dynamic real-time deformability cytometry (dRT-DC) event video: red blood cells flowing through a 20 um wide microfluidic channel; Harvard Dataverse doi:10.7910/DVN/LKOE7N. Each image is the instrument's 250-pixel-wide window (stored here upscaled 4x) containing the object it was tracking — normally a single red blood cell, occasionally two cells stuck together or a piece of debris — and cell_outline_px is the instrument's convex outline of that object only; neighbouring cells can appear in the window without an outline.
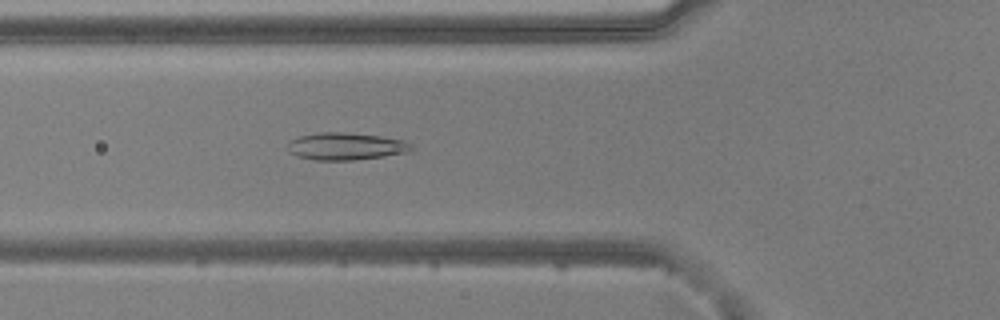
{"species": "common noctule bat (a hibernating species)", "species_latin": "Nyctalus noctula", "temperature_condition": "warm", "stored_images_in_passage": 48, "camera_frame_rate_fps": 3000, "um_per_image_px": 0.085, "animal": {"sex": "male", "body_mass_g": 20.5, "forearm_length_mm": 52.5}, "frame": {"image": 1, "passage_image": 14, "time_ms": 4.333, "image_size_px": [1000, 320], "cell_outline_px": [[412, 152], [384, 156], [352, 160], [316, 160], [296, 156], [288, 152], [288, 144], [292, 140], [300, 136], [320, 132], [344, 132], [380, 136], [404, 140], [412, 144]], "centroid_in_image_um": [29.42, 12.44], "position_along_channel_um": 96.4, "area_um2": 19.71}}
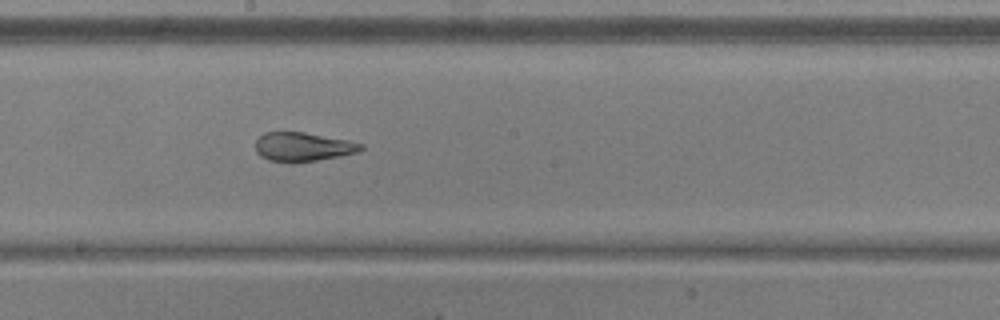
{"frame": {"image": 2, "passage_image": 24, "time_ms": 7.667, "image_size_px": [1000, 320], "cell_outline_px": [[364, 148], [360, 152], [340, 156], [292, 164], [288, 164], [268, 160], [260, 156], [256, 152], [256, 140], [264, 132], [304, 132], [348, 140], [364, 144]], "centroid_in_image_um": [25.74, 12.5], "position_along_channel_um": 222.5, "area_um2": 18.15}}
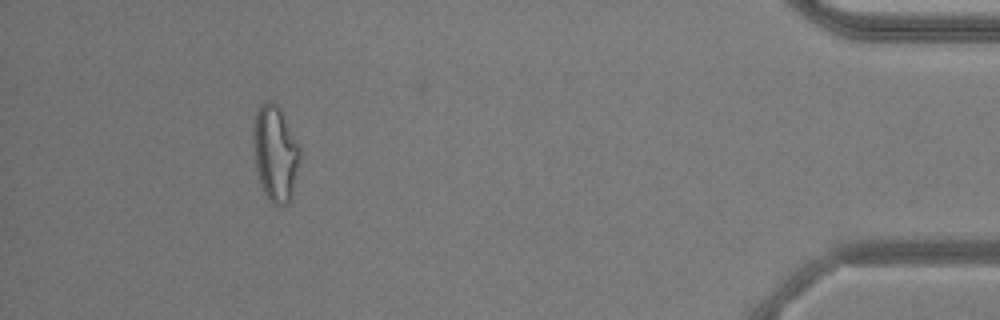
{"frame": {"image": 3, "passage_image": 44, "time_ms": 14.333, "image_size_px": [1000, 320], "cell_outline_px": [[300, 156], [292, 196], [288, 204], [280, 208], [276, 208], [268, 200], [260, 184], [256, 168], [252, 144], [252, 124], [256, 112], [260, 104], [268, 100], [272, 100], [280, 108], [300, 148]], "centroid_in_image_um": [23.37, 13.06], "position_along_channel_um": 411.8, "area_um2": 26.53}, "authors_computed_cell_mechanics": {"area_um2": 21.1837, "velocity_mm_per_s": 3.755, "shape_relaxation_time_tau1_ms": null, "shape_relaxation_time_tau2_ms": 1.2177, "deformation_change_tau1": null, "deformation_change_tau2": 0.0892}}